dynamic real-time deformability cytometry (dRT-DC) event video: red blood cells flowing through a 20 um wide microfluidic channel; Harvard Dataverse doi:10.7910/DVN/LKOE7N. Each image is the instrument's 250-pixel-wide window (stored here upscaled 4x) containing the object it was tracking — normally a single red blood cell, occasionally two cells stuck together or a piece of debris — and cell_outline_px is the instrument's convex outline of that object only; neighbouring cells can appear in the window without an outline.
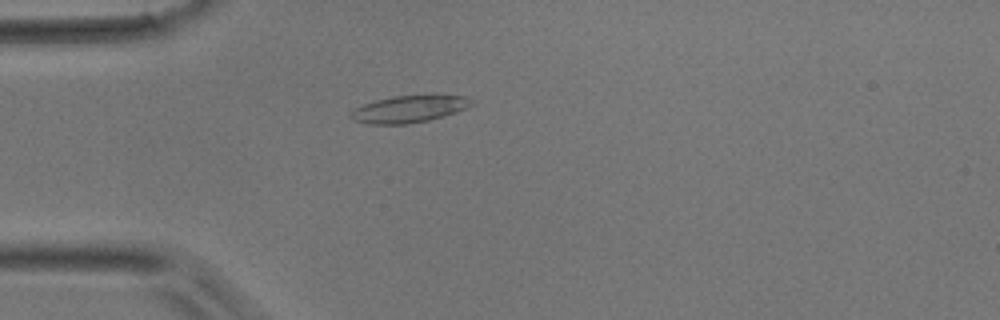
{"species": "common noctule bat (a hibernating species)", "species_latin": "Nyctalus noctula", "temperature_condition": "room temperature", "stored_images_in_passage": 39, "camera_frame_rate_fps": 3000, "um_per_image_px": 0.085, "animal": {"sex": "male", "body_mass_g": 17.9}, "frame": {"image": 1, "passage_image": 4, "time_ms": 1.0, "image_size_px": [1000, 320], "cell_outline_px": [[472, 104], [456, 112], [444, 116], [428, 120], [408, 124], [368, 124], [356, 120], [348, 116], [356, 108], [364, 104], [376, 100], [396, 96], [464, 96], [472, 100]], "centroid_in_image_um": [34.74, 9.28], "position_along_channel_um": 50.3, "area_um2": 18.44}}
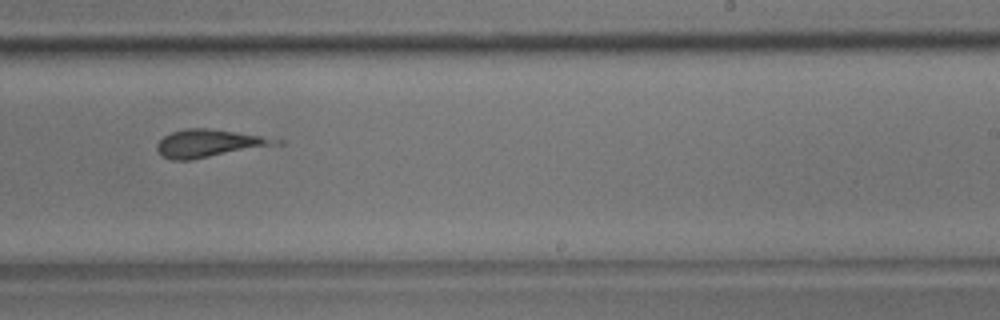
{"frame": {"image": 2, "passage_image": 21, "time_ms": 6.667, "image_size_px": [1000, 320], "cell_outline_px": [[284, 144], [192, 160], [172, 160], [160, 156], [156, 148], [156, 144], [164, 136], [172, 132], [184, 128], [208, 128], [260, 136], [284, 140]], "centroid_in_image_um": [17.78, 12.2], "position_along_channel_um": 271.2, "area_um2": 19.42}}
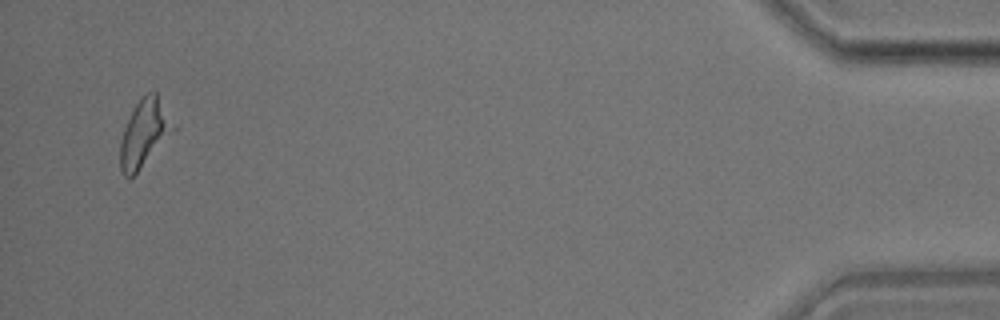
{"frame": {"image": 3, "passage_image": 38, "time_ms": 12.333, "image_size_px": [1000, 320], "cell_outline_px": [[180, 124], [136, 172], [128, 180], [120, 172], [120, 140], [124, 128], [136, 104], [148, 92], [156, 92]], "centroid_in_image_um": [12.32, 11.28], "position_along_channel_um": 422.9, "area_um2": 20.92}}